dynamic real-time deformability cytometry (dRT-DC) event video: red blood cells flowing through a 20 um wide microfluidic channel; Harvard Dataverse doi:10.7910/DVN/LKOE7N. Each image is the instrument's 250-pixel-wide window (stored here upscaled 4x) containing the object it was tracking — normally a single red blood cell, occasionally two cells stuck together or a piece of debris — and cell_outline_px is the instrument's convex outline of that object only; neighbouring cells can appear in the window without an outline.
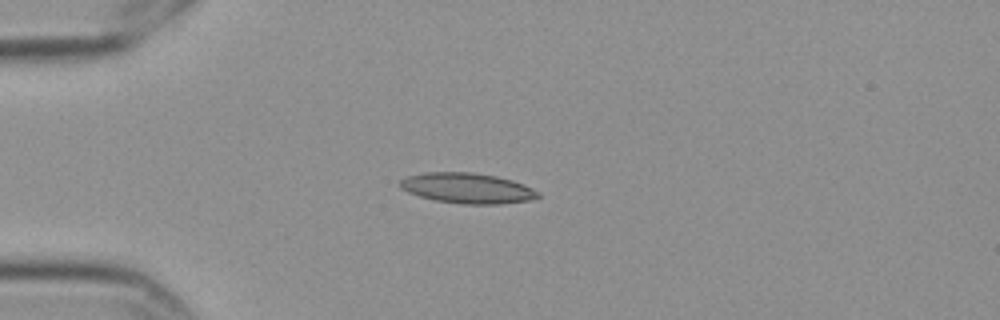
{"species": "Egyptian fruit bat (a non-hibernating species)", "species_latin": "Rousettus aegyptiacus", "temperature_condition": "cold", "stored_images_in_passage": 11, "camera_frame_rate_fps": 3000, "um_per_image_px": 0.085, "frame": {"image": 1, "passage_image": 4, "time_ms": 1.0, "image_size_px": [1000, 320], "cell_outline_px": [[540, 196], [528, 200], [500, 204], [460, 204], [436, 200], [420, 196], [408, 192], [400, 188], [400, 180], [408, 176], [424, 172], [472, 172], [496, 176], [512, 180], [524, 184], [540, 192]], "centroid_in_image_um": [39.73, 15.99], "position_along_channel_um": 45.3, "area_um2": 24.39}}
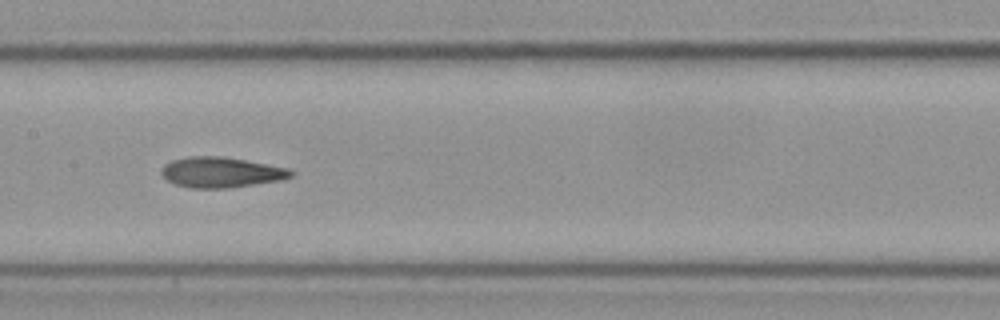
{"frame": {"image": 2, "passage_image": 8, "time_ms": 2.333, "image_size_px": [1000, 320], "cell_outline_px": [[296, 172], [292, 176], [280, 180], [228, 188], [188, 188], [176, 184], [168, 180], [160, 172], [164, 164], [172, 160], [192, 156], [220, 156], [244, 160], [288, 168]], "centroid_in_image_um": [18.79, 14.65], "position_along_channel_um": 188.6, "area_um2": 22.77}}
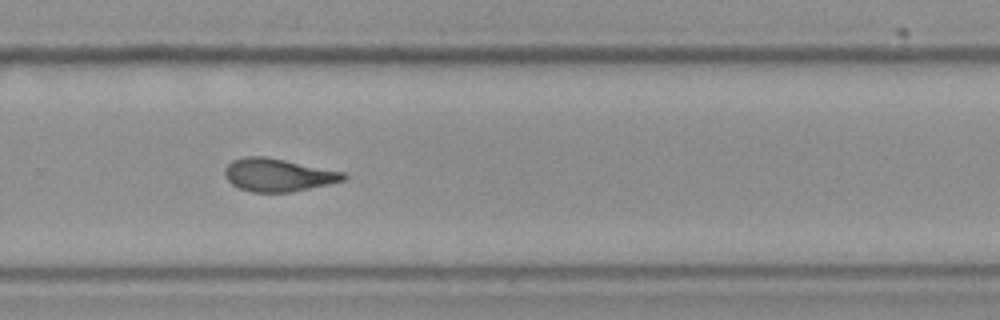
{"frame": {"image": 3, "passage_image": 11, "time_ms": 3.333, "image_size_px": [1000, 320], "cell_outline_px": [[348, 176], [344, 180], [328, 184], [288, 192], [252, 192], [240, 188], [232, 184], [228, 180], [224, 172], [224, 168], [232, 160], [244, 156], [264, 156], [344, 172]], "centroid_in_image_um": [23.6, 14.86], "position_along_channel_um": 306.2, "area_um2": 22.48}}